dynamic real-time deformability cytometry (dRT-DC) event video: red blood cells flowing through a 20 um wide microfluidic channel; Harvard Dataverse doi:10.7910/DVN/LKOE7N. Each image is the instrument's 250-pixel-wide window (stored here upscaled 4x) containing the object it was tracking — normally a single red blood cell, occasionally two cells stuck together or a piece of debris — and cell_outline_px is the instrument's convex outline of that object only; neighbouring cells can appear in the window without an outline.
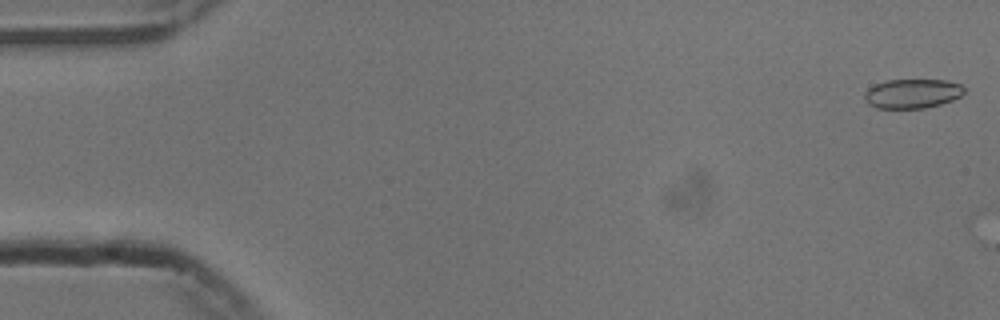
{"species": "common noctule bat (a hibernating species)", "species_latin": "Nyctalus noctula", "temperature_condition": "cold", "stored_images_in_passage": 50, "camera_frame_rate_fps": 3000, "um_per_image_px": 0.085, "animal": {"sex": "male", "body_mass_g": 13.3}, "frame": {"image": 1, "passage_image": 1, "time_ms": 0.0, "image_size_px": [1000, 320], "cell_outline_px": [[964, 92], [960, 96], [952, 100], [940, 104], [924, 108], [876, 108], [868, 104], [864, 100], [864, 92], [868, 88], [876, 84], [888, 80], [948, 80], [960, 84], [964, 88]], "centroid_in_image_um": [77.52, 7.95], "position_along_channel_um": 7.5, "area_um2": 17.05}}
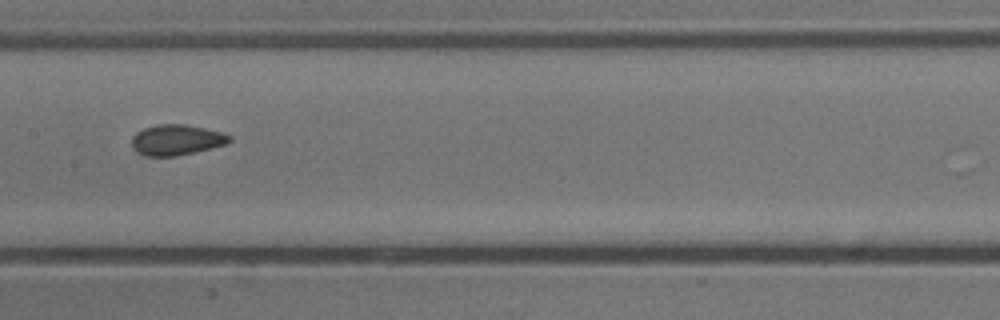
{"frame": {"image": 2, "passage_image": 27, "time_ms": 8.667, "image_size_px": [1000, 320], "cell_outline_px": [[232, 140], [228, 144], [176, 156], [144, 156], [136, 152], [132, 148], [132, 136], [136, 132], [144, 128], [156, 124], [184, 124], [224, 132], [232, 136]], "centroid_in_image_um": [15.01, 11.89], "position_along_channel_um": 192.4, "area_um2": 17.63}}
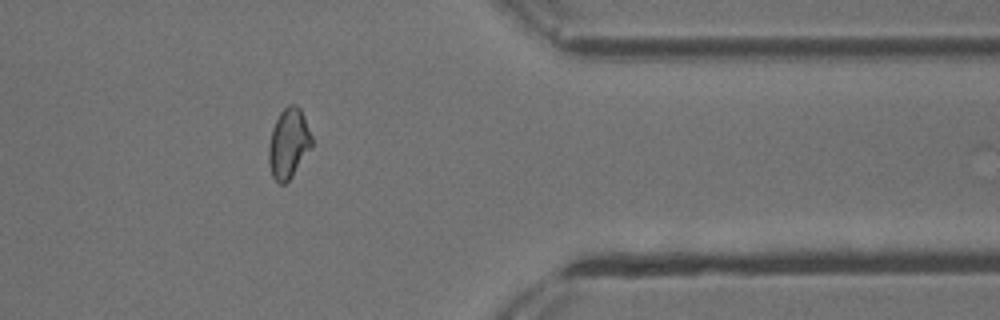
{"frame": {"image": 3, "passage_image": 44, "time_ms": 14.333, "image_size_px": [1000, 320], "cell_outline_px": [[312, 144], [292, 176], [284, 184], [280, 184], [272, 176], [268, 160], [268, 144], [272, 128], [280, 112], [288, 104], [296, 104], [300, 108], [304, 116], [312, 136]], "centroid_in_image_um": [24.51, 12.16], "position_along_channel_um": 386.9, "area_um2": 17.4}, "authors_computed_cell_mechanics": {"area_um2": 17.5712, "velocity_mm_per_s": 3.7561, "shape_relaxation_time_tau1_ms": 7.7944, "shape_relaxation_time_tau2_ms": 1.3582, "deformation_change_tau1": 0.1122, "deformation_change_tau2": 0.0471}}